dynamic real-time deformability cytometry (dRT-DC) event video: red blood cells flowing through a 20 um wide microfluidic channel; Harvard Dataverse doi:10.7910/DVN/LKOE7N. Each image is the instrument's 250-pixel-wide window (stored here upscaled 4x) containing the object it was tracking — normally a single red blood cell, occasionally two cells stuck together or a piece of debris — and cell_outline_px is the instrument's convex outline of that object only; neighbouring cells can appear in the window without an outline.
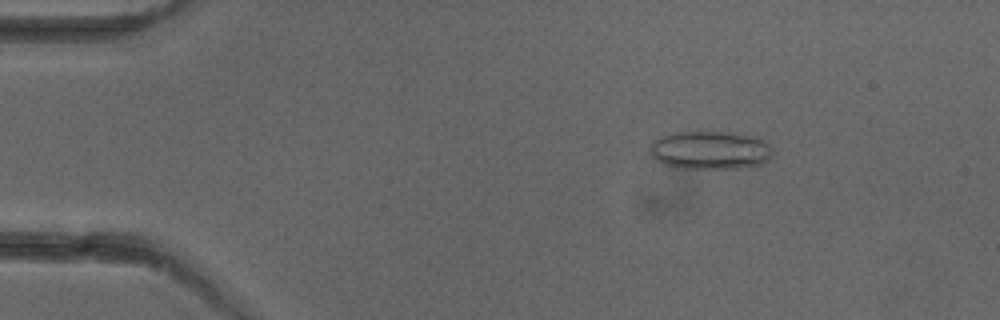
{"species": "common noctule bat (a hibernating species)", "species_latin": "Nyctalus noctula", "temperature_condition": "cold", "stored_images_in_passage": 4, "camera_frame_rate_fps": 3000, "um_per_image_px": 0.085, "animal": {"sex": "female"}, "frame": {"image": 1, "passage_image": 2, "time_ms": 1.333, "image_size_px": [1000, 320], "cell_outline_px": [[772, 156], [768, 160], [760, 164], [740, 168], [680, 168], [664, 164], [656, 160], [652, 156], [652, 140], [656, 136], [672, 132], [724, 132], [756, 136], [764, 140], [772, 148]], "centroid_in_image_um": [60.36, 12.75], "position_along_channel_um": 24.6, "area_um2": 27.51}}